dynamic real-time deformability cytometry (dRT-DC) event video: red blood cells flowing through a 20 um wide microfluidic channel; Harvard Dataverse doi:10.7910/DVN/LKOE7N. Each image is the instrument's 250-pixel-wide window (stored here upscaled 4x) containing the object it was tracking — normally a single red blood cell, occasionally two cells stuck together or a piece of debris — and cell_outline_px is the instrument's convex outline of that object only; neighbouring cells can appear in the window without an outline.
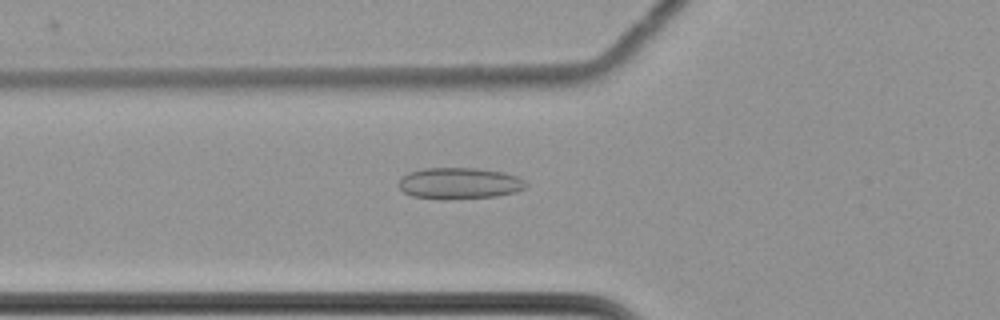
{"species": "common noctule bat (a hibernating species)", "species_latin": "Nyctalus noctula", "temperature_condition": "cold", "stored_images_in_passage": 60, "camera_frame_rate_fps": 3000, "um_per_image_px": 0.085, "animal": {"sex": "female", "body_mass_g": 22.7, "forearm_length_mm": 54.2}, "frame": {"image": 1, "passage_image": 23, "time_ms": 7.333, "image_size_px": [1000, 320], "cell_outline_px": [[528, 184], [524, 188], [516, 192], [496, 196], [444, 200], [412, 196], [404, 192], [400, 188], [400, 180], [408, 172], [424, 168], [476, 168], [504, 172], [516, 176], [524, 180]], "centroid_in_image_um": [39.06, 15.58], "position_along_channel_um": 86.7, "area_um2": 23.29}}
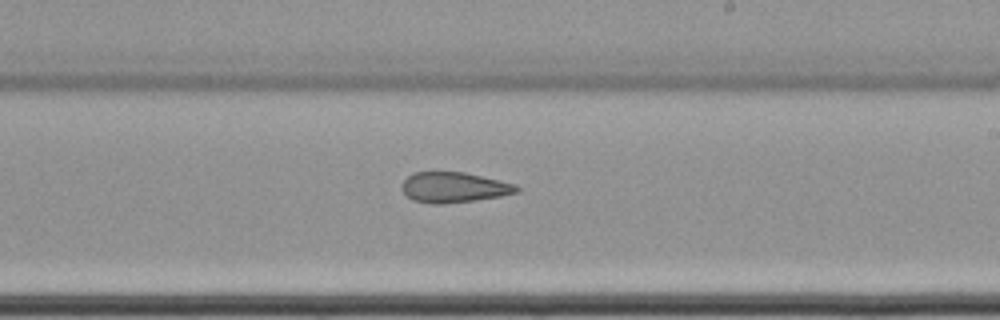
{"frame": {"image": 2, "passage_image": 37, "time_ms": 12.0, "image_size_px": [1000, 320], "cell_outline_px": [[520, 192], [500, 196], [476, 200], [444, 204], [432, 204], [412, 200], [404, 192], [404, 180], [412, 172], [464, 172], [516, 184], [520, 188]], "centroid_in_image_um": [38.62, 15.93], "position_along_channel_um": 250.4, "area_um2": 20.23}}
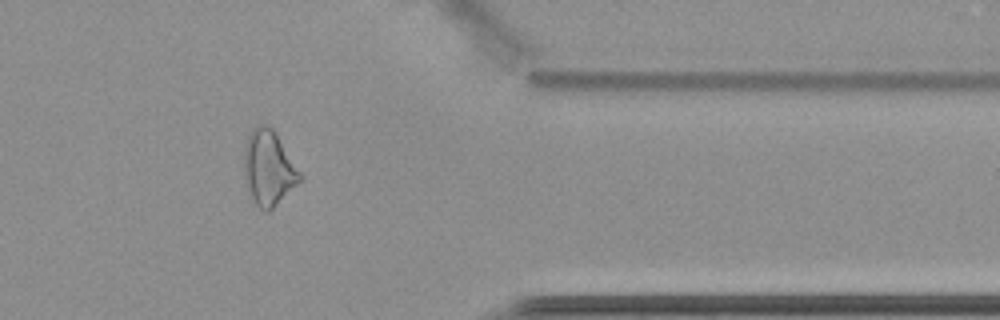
{"frame": {"image": 3, "passage_image": 50, "time_ms": 16.333, "image_size_px": [1000, 320], "cell_outline_px": [[304, 176], [268, 212], [264, 212], [256, 204], [248, 188], [244, 172], [244, 148], [248, 136], [252, 128], [260, 124], [264, 124], [272, 128]], "centroid_in_image_um": [22.83, 14.25], "position_along_channel_um": 388.6, "area_um2": 23.93}, "authors_computed_cell_mechanics": {"area_um2": 24.4783, "velocity_mm_per_s": 3.5035, "shape_relaxation_time_tau1_ms": null, "shape_relaxation_time_tau2_ms": 4.7422, "deformation_change_tau1": null, "deformation_change_tau2": 0.1345}}